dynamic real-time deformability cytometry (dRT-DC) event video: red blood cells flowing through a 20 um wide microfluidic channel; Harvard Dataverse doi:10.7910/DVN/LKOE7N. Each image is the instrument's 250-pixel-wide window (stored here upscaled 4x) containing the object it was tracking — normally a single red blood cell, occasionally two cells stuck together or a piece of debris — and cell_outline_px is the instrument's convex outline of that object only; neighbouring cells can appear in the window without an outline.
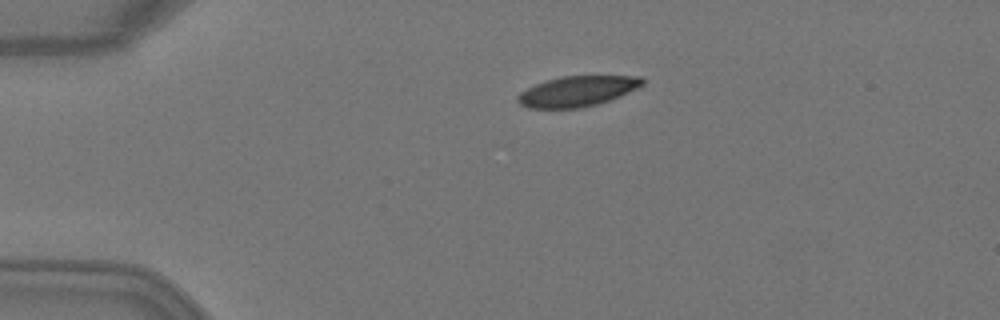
{"species": "Egyptian fruit bat (a non-hibernating species)", "species_latin": "Rousettus aegyptiacus", "temperature_condition": "warm", "stored_images_in_passage": 3, "camera_frame_rate_fps": 3000, "um_per_image_px": 0.085, "animal": {"sex": "female"}, "frame": {"image": 1, "passage_image": 2, "time_ms": 0.333, "image_size_px": [1000, 320], "cell_outline_px": [[644, 84], [620, 96], [596, 104], [580, 108], [528, 108], [520, 104], [516, 100], [516, 96], [520, 92], [536, 84], [560, 76], [640, 76], [644, 80]], "centroid_in_image_um": [49.04, 7.75], "position_along_channel_um": 36.0, "area_um2": 21.91}}